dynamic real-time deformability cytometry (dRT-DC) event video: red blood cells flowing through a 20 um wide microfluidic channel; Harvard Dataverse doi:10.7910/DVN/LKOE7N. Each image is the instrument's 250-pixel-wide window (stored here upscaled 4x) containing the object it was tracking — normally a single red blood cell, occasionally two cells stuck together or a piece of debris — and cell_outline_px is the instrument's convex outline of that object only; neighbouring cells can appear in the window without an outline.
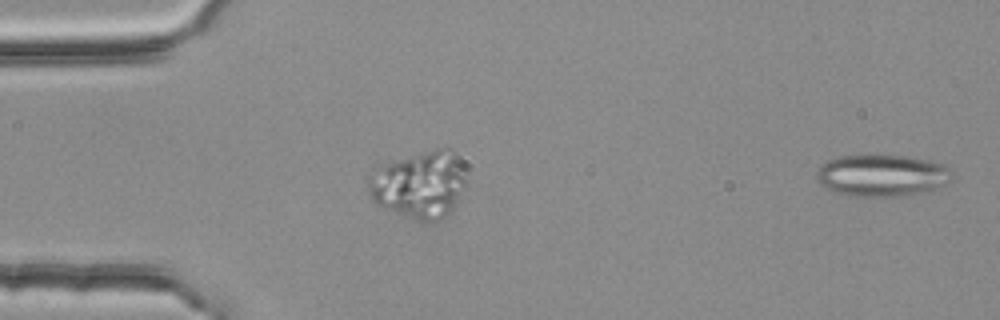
{"species": "common noctule bat (a hibernating species)", "species_latin": "Nyctalus noctula", "temperature_condition": "room temperature", "stored_images_in_passage": 5, "segment_of_instrument_passage": [2, 2], "camera_frame_rate_fps": 3000, "um_per_image_px": 0.085, "animal": {"sex": "female", "body_mass_g": 25.1}, "frame": {"image": 1, "passage_image": 5, "time_ms": 1.333, "image_size_px": [1000, 320], "cell_outline_px": [[948, 168], [944, 184], [912, 196], [848, 196], [824, 188], [816, 180], [816, 172], [828, 160], [840, 156], [904, 156], [928, 160], [944, 164]], "centroid_in_image_um": [74.87, 14.93], "position_along_channel_um": 10.1, "area_um2": 32.43}}